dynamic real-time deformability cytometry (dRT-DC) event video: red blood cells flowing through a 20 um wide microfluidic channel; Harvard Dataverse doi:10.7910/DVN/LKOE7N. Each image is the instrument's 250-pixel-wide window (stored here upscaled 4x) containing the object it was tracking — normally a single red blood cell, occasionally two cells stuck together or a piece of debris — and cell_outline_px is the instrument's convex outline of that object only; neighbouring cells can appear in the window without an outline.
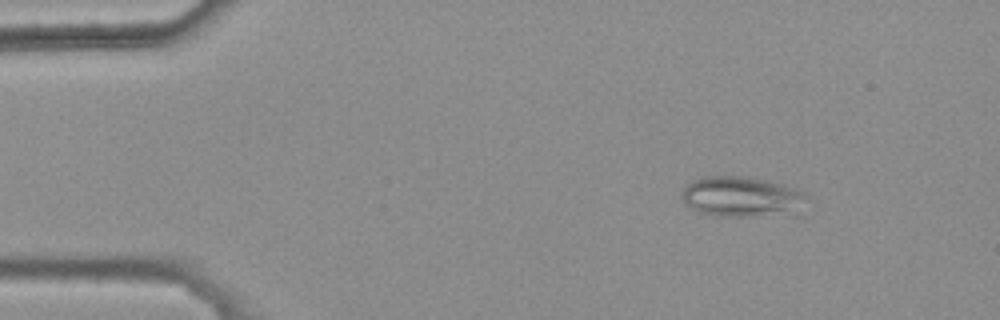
{"species": "common noctule bat (a hibernating species)", "species_latin": "Nyctalus noctula", "temperature_condition": "warm", "stored_images_in_passage": 47, "camera_frame_rate_fps": 3000, "um_per_image_px": 0.085, "animal": {"sex": "female", "body_mass_g": 25.1}, "frame": {"image": 1, "passage_image": 7, "time_ms": 2.0, "image_size_px": [1000, 320], "cell_outline_px": [[804, 196], [780, 208], [740, 216], [712, 216], [700, 212], [692, 208], [684, 200], [684, 188], [688, 184], [704, 176], [748, 176], [768, 180], [784, 184], [796, 188], [804, 192]], "centroid_in_image_um": [62.73, 16.61], "position_along_channel_um": 22.3, "area_um2": 26.47}}
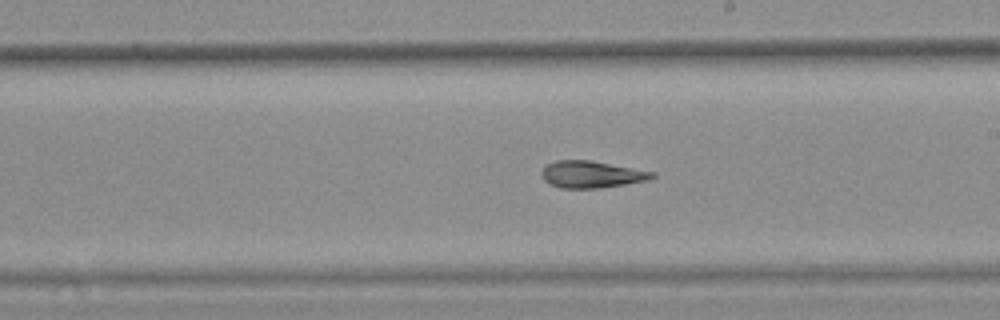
{"frame": {"image": 2, "passage_image": 31, "time_ms": 10.0, "image_size_px": [1000, 320], "cell_outline_px": [[656, 176], [648, 180], [600, 188], [560, 188], [548, 184], [544, 180], [540, 172], [548, 164], [556, 160], [588, 160], [656, 172]], "centroid_in_image_um": [50.26, 14.83], "position_along_channel_um": 238.7, "area_um2": 17.28}}
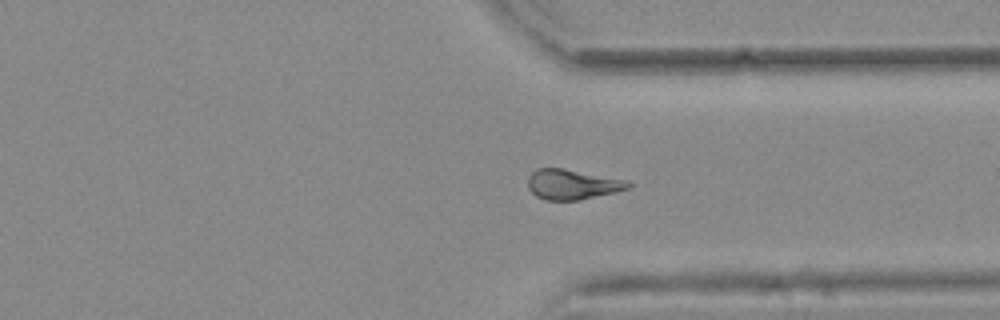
{"frame": {"image": 3, "passage_image": 41, "time_ms": 13.333, "image_size_px": [1000, 320], "cell_outline_px": [[632, 184], [628, 188], [616, 192], [576, 200], [544, 200], [536, 196], [528, 188], [528, 176], [536, 168], [564, 168], [628, 180]], "centroid_in_image_um": [48.63, 15.66], "position_along_channel_um": 362.8, "area_um2": 17.63}, "authors_computed_cell_mechanics": {"area_um2": 17.6868, "velocity_mm_per_s": 3.7102, "shape_relaxation_time_tau1_ms": null, "shape_relaxation_time_tau2_ms": 4.4115, "deformation_change_tau1": null, "deformation_change_tau2": 0.1174}}